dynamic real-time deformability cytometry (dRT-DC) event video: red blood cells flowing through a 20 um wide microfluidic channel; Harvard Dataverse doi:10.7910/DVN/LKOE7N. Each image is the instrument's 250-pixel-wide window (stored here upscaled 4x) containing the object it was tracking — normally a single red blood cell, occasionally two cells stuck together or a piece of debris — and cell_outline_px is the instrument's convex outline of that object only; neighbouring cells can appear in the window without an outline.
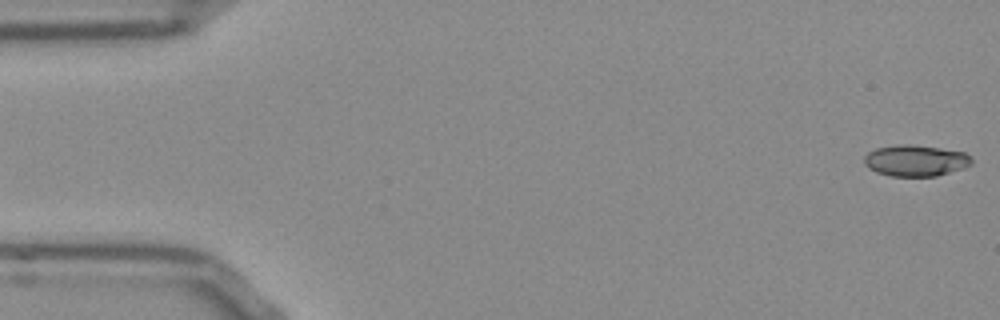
{"species": "Egyptian fruit bat (a non-hibernating species)", "species_latin": "Rousettus aegyptiacus", "temperature_condition": "room temperature", "stored_images_in_passage": 53, "camera_frame_rate_fps": 3000, "um_per_image_px": 0.085, "frame": {"image": 1, "passage_image": 1, "time_ms": 0.0, "image_size_px": [1000, 320], "cell_outline_px": [[972, 164], [964, 168], [936, 176], [892, 176], [876, 172], [868, 168], [864, 164], [864, 156], [868, 152], [876, 148], [900, 144], [912, 144], [940, 148], [964, 152], [972, 160]], "centroid_in_image_um": [77.8, 13.65], "position_along_channel_um": 7.2, "area_um2": 19.59}}
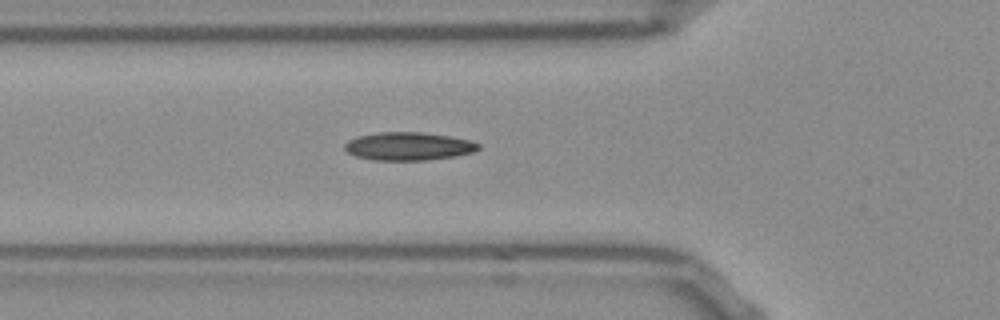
{"frame": {"image": 2, "passage_image": 18, "time_ms": 5.667, "image_size_px": [1000, 320], "cell_outline_px": [[480, 148], [472, 152], [452, 156], [424, 160], [376, 160], [356, 156], [348, 152], [344, 148], [344, 144], [348, 140], [356, 136], [376, 132], [420, 132], [448, 136], [468, 140], [480, 144]], "centroid_in_image_um": [34.66, 12.42], "position_along_channel_um": 91.1, "area_um2": 21.68}}
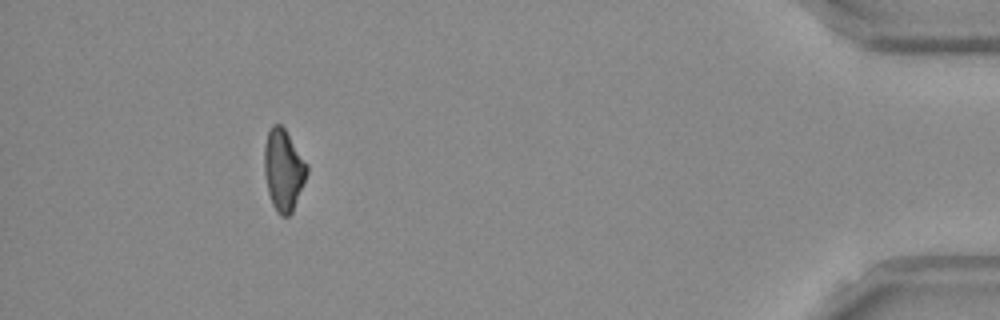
{"frame": {"image": 3, "passage_image": 48, "time_ms": 15.667, "image_size_px": [1000, 320], "cell_outline_px": [[308, 172], [292, 212], [288, 216], [280, 216], [276, 212], [272, 204], [268, 192], [264, 172], [264, 144], [268, 132], [272, 124], [280, 124], [284, 128], [308, 164]], "centroid_in_image_um": [24.08, 14.45], "position_along_channel_um": 411.1, "area_um2": 20.23}, "authors_computed_cell_mechanics": {"area_um2": 20.2878, "velocity_mm_per_s": 3.8424, "shape_relaxation_time_tau1_ms": 10.1108, "shape_relaxation_time_tau2_ms": 5.2383, "deformation_change_tau1": 0.1981, "deformation_change_tau2": 0.1156}}